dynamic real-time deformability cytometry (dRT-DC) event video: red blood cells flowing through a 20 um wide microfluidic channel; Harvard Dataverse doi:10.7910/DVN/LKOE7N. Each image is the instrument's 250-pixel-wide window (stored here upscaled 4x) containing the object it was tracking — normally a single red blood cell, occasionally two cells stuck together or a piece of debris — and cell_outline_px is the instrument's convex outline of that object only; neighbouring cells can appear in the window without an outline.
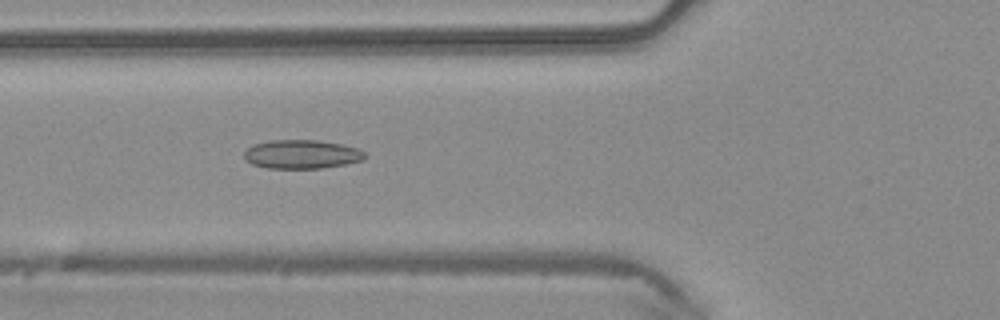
{"species": "common noctule bat (a hibernating species)", "species_latin": "Nyctalus noctula", "temperature_condition": "warm", "stored_images_in_passage": 45, "camera_frame_rate_fps": 3000, "um_per_image_px": 0.085, "animal": {"sex": "male", "body_mass_g": 20.4}, "frame": {"image": 1, "passage_image": 16, "time_ms": 5.0, "image_size_px": [1000, 320], "cell_outline_px": [[368, 156], [364, 160], [344, 164], [320, 168], [268, 168], [252, 164], [244, 156], [244, 152], [252, 144], [268, 140], [316, 140], [340, 144], [356, 148], [364, 152]], "centroid_in_image_um": [25.64, 13.1], "position_along_channel_um": 100.2, "area_um2": 20.17}}
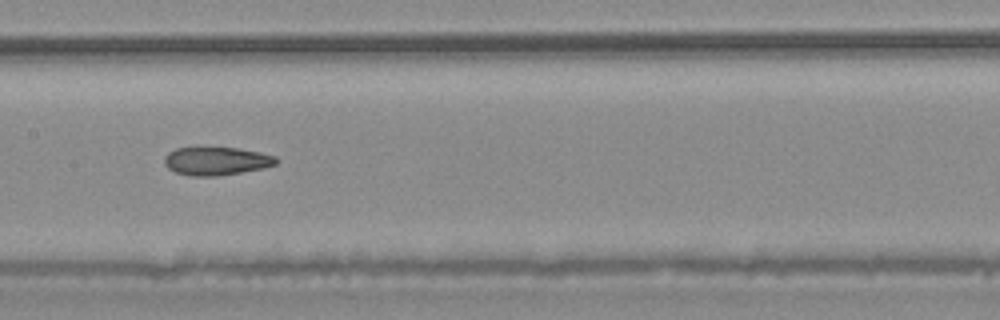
{"frame": {"image": 2, "passage_image": 22, "time_ms": 7.0, "image_size_px": [1000, 320], "cell_outline_px": [[280, 160], [276, 164], [264, 168], [220, 176], [188, 176], [176, 172], [168, 168], [164, 164], [164, 156], [168, 152], [176, 148], [236, 148], [260, 152], [276, 156]], "centroid_in_image_um": [18.4, 13.7], "position_along_channel_um": 189.0, "area_um2": 18.5}}
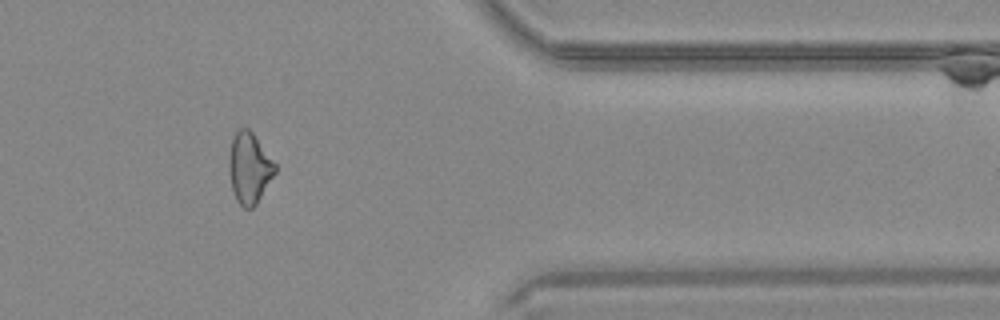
{"frame": {"image": 3, "passage_image": 37, "time_ms": 12.0, "image_size_px": [1000, 320], "cell_outline_px": [[276, 172], [256, 204], [252, 208], [244, 208], [236, 200], [232, 188], [228, 172], [228, 156], [232, 140], [236, 132], [240, 128], [248, 128], [252, 132], [276, 164]], "centroid_in_image_um": [21.18, 14.28], "position_along_channel_um": 390.2, "area_um2": 18.96}}